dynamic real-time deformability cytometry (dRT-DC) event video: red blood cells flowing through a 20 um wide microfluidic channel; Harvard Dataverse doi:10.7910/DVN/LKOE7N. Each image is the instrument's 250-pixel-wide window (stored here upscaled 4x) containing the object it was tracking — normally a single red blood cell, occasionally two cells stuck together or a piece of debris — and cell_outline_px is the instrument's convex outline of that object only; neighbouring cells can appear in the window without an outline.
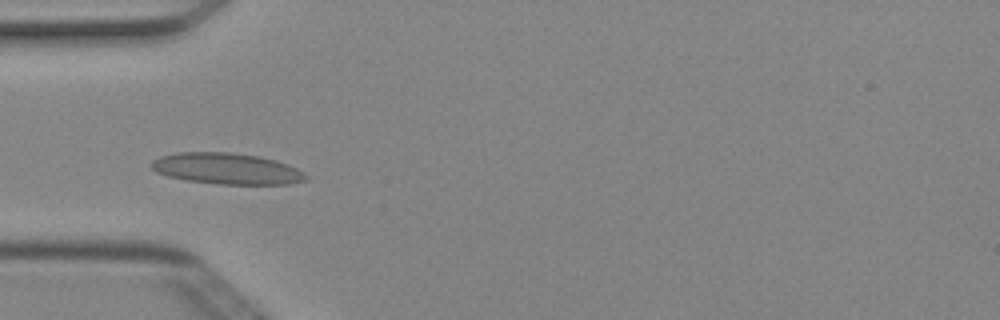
{"species": "Egyptian fruit bat (a non-hibernating species)", "species_latin": "Rousettus aegyptiacus", "temperature_condition": "cold", "stored_images_in_passage": 5, "camera_frame_rate_fps": 3000, "um_per_image_px": 0.085, "animal": {"sex": "female"}, "frame": {"image": 1, "passage_image": 5, "time_ms": 1.333, "image_size_px": [1000, 320], "cell_outline_px": [[308, 180], [288, 184], [216, 184], [188, 180], [168, 176], [156, 172], [148, 164], [152, 160], [160, 156], [176, 152], [228, 152], [260, 156], [276, 160], [296, 168], [304, 172], [308, 176]], "centroid_in_image_um": [19.26, 14.33], "position_along_channel_um": 65.7, "area_um2": 28.21}}